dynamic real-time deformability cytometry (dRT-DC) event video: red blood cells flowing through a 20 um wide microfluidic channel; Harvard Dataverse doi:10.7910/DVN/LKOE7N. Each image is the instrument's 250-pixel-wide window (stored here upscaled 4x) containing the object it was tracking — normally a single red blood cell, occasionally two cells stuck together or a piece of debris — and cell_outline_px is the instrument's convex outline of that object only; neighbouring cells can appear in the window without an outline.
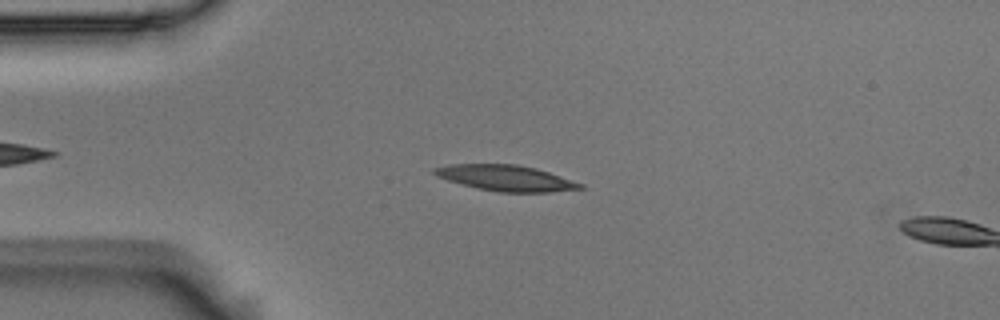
{"species": "Egyptian fruit bat (a non-hibernating species)", "species_latin": "Rousettus aegyptiacus", "temperature_condition": "room temperature", "stored_images_in_passage": 4, "camera_frame_rate_fps": 3000, "um_per_image_px": 0.085, "animal": {"sex": "male"}, "frame": {"image": 1, "passage_image": 3, "time_ms": 0.667, "image_size_px": [1000, 320], "cell_outline_px": [[584, 188], [548, 192], [500, 192], [476, 188], [460, 184], [436, 176], [432, 172], [432, 168], [452, 164], [516, 164], [536, 168], [584, 184]], "centroid_in_image_um": [42.97, 15.13], "position_along_channel_um": 42.0, "area_um2": 21.85}}